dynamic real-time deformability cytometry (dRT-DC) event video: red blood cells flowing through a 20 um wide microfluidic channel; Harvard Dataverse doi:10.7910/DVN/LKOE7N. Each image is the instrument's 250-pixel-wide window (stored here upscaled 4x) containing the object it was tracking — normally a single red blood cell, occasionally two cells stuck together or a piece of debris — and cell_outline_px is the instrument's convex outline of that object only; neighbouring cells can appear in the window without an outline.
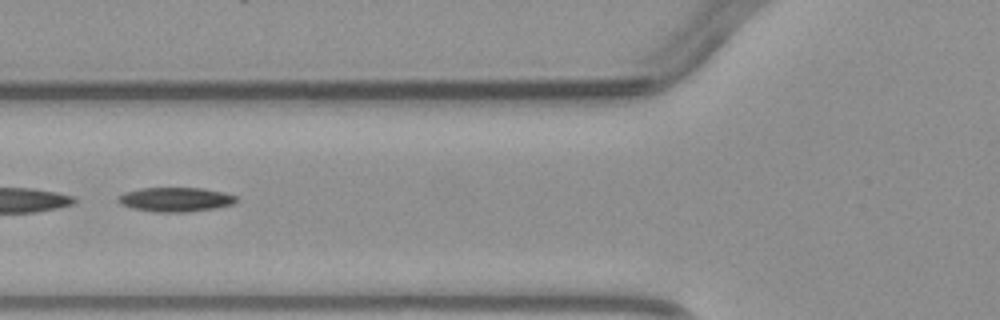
{"species": "common noctule bat (a hibernating species)", "species_latin": "Nyctalus noctula", "temperature_condition": "warm", "stored_images_in_passage": 5, "camera_frame_rate_fps": 3000, "um_per_image_px": 0.085, "animal": {"sex": "male", "body_mass_g": 23.1, "forearm_length_mm": 52.7}, "frame": {"image": 1, "passage_image": 5, "time_ms": 5.0, "image_size_px": [1000, 320], "cell_outline_px": [[240, 200], [232, 204], [216, 208], [188, 212], [152, 212], [132, 208], [120, 204], [116, 200], [124, 192], [140, 188], [204, 188], [224, 192], [236, 196]], "centroid_in_image_um": [14.93, 16.96], "position_along_channel_um": 110.9, "area_um2": 16.94}}